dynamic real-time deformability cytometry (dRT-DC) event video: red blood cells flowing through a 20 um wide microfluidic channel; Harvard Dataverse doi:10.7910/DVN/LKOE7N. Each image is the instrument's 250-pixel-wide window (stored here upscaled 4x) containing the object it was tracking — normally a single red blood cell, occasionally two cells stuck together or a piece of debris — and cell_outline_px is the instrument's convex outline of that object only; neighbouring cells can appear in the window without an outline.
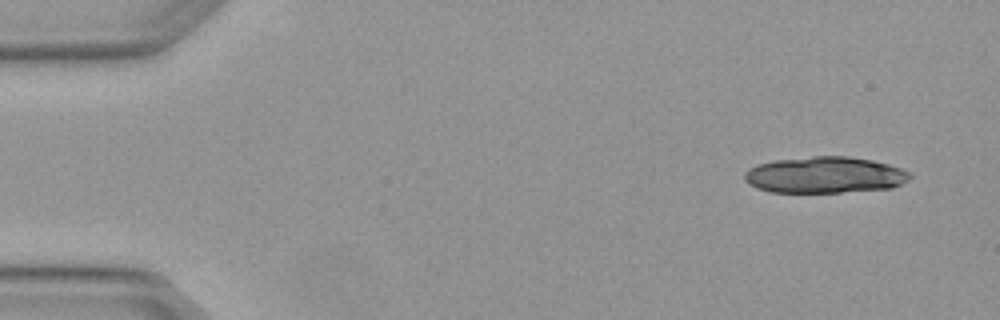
{"species": "Egyptian fruit bat (a non-hibernating species)", "species_latin": "Rousettus aegyptiacus", "temperature_condition": "warm", "stored_images_in_passage": 4, "camera_frame_rate_fps": 3000, "um_per_image_px": 0.085, "animal": {"sex": "female"}, "frame": {"image": 1, "passage_image": 1, "time_ms": 0.0, "image_size_px": [1000, 320], "cell_outline_px": [[912, 176], [908, 180], [892, 188], [840, 192], [768, 192], [756, 188], [748, 184], [744, 180], [744, 172], [748, 168], [760, 164], [776, 160], [816, 156], [848, 156], [872, 160], [888, 164], [912, 172]], "centroid_in_image_um": [70.11, 14.87], "position_along_channel_um": 14.9, "area_um2": 35.14}}